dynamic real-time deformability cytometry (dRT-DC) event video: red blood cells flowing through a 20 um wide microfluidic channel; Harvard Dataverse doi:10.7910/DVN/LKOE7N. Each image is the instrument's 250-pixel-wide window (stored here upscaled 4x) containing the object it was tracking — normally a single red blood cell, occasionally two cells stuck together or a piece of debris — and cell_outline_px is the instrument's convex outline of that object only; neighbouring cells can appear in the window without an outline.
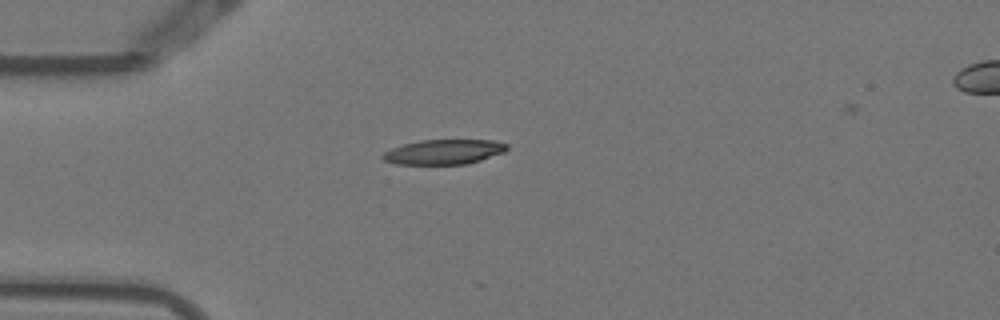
{"species": "Egyptian fruit bat (a non-hibernating species)", "species_latin": "Rousettus aegyptiacus", "temperature_condition": "warm", "stored_images_in_passage": 2, "camera_frame_rate_fps": 3000, "um_per_image_px": 0.085, "animal": {"sex": "female"}, "frame": {"image": 1, "passage_image": 1, "time_ms": 0.0, "image_size_px": [1000, 320], "cell_outline_px": [[508, 148], [504, 152], [468, 164], [396, 164], [384, 160], [380, 156], [384, 152], [392, 148], [404, 144], [420, 140], [492, 140], [508, 144]], "centroid_in_image_um": [37.73, 12.91], "position_along_channel_um": 47.3, "area_um2": 17.92}}